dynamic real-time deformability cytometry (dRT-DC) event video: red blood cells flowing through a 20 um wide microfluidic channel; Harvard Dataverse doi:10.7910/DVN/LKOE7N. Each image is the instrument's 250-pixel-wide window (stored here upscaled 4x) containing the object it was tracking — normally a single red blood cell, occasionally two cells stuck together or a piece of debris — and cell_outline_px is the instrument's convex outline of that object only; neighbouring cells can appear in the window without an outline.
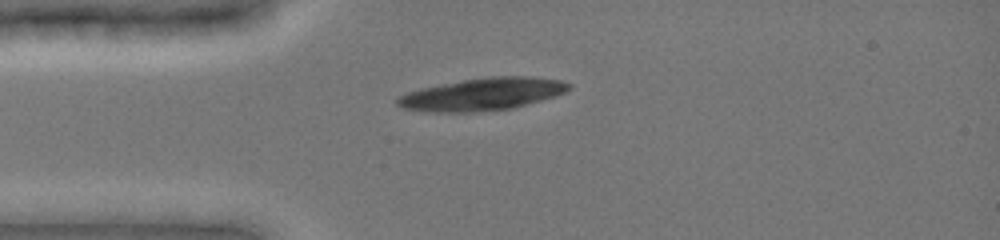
{"species": "common noctule bat (a hibernating species)", "species_latin": "Nyctalus noctula", "temperature_condition": "cold", "stored_images_in_passage": 6, "segment_of_instrument_passage": [2, 2], "camera_frame_rate_fps": 3000, "um_per_image_px": 0.085, "animal": {"sex": "female", "body_mass_g": 19.0, "forearm_length_mm": 51.5}, "frame": {"image": 1, "passage_image": 6, "time_ms": 5.333, "image_size_px": [1000, 240], "cell_outline_px": [[572, 88], [556, 96], [512, 108], [472, 112], [424, 112], [404, 108], [396, 104], [396, 96], [420, 88], [464, 80], [492, 76], [532, 76], [560, 80], [572, 84]], "centroid_in_image_um": [41.0, 8.01], "position_along_channel_um": 44.0, "area_um2": 32.43}}